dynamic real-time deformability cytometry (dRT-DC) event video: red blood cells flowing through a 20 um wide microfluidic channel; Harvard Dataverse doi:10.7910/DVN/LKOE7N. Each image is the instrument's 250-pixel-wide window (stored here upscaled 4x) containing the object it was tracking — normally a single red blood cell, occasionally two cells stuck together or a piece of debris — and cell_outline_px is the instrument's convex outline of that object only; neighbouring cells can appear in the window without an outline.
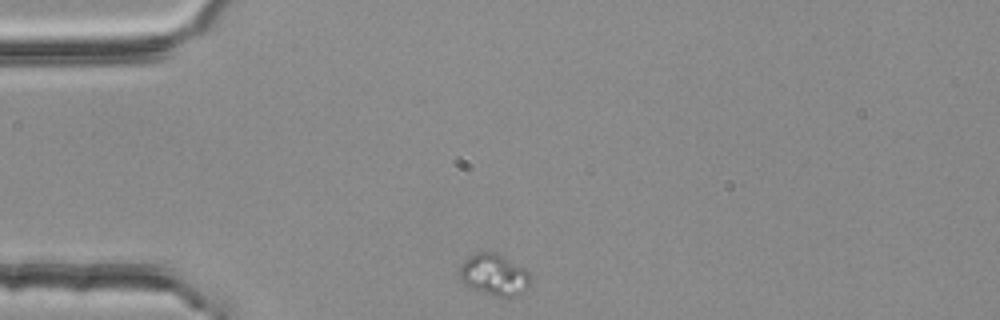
{"species": "common noctule bat (a hibernating species)", "species_latin": "Nyctalus noctula", "temperature_condition": "room temperature", "stored_images_in_passage": 33, "camera_frame_rate_fps": 3000, "um_per_image_px": 0.085, "animal": {"sex": "female", "body_mass_g": 25.1}, "frame": {"image": 1, "passage_image": 1, "time_ms": 0.0, "image_size_px": [1000, 320], "cell_outline_px": [[532, 284], [524, 292], [516, 296], [496, 296], [472, 288], [464, 284], [460, 280], [460, 264], [464, 260], [476, 252], [496, 252], [524, 268], [528, 272], [532, 280]], "centroid_in_image_um": [42.03, 23.35], "position_along_channel_um": 43.0, "area_um2": 17.17}}